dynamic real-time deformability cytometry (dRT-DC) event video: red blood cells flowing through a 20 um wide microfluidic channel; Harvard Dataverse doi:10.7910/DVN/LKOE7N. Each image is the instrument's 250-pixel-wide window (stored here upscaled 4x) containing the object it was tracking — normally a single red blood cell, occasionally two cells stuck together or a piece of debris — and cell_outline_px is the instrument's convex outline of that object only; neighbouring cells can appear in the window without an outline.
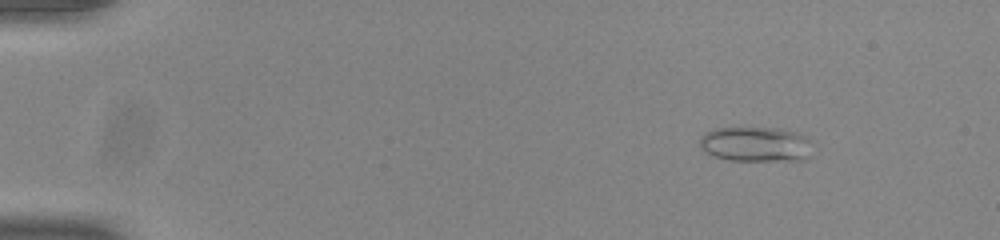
{"species": "common noctule bat (a hibernating species)", "species_latin": "Nyctalus noctula", "temperature_condition": "room temperature", "stored_images_in_passage": 50, "camera_frame_rate_fps": 3000, "um_per_image_px": 0.085, "animal": {"sex": "male", "body_mass_g": 20.0, "forearm_length_mm": 53.3}, "frame": {"image": 1, "passage_image": 3, "time_ms": 0.667, "image_size_px": [1000, 240], "cell_outline_px": [[808, 140], [804, 160], [724, 160], [712, 156], [704, 152], [700, 148], [700, 140], [704, 132], [716, 128], [776, 128], [796, 132], [804, 136]], "centroid_in_image_um": [64.09, 12.26], "position_along_channel_um": 20.9, "area_um2": 22.54}}
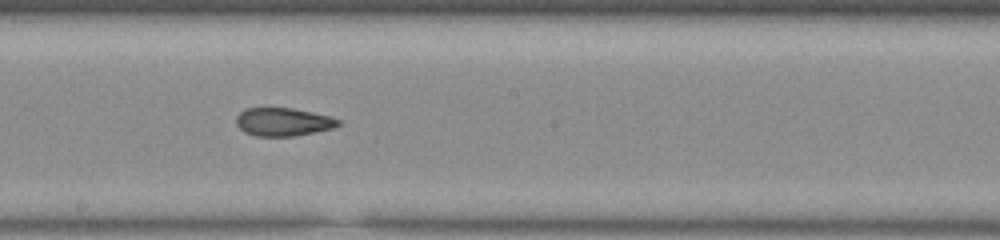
{"frame": {"image": 2, "passage_image": 27, "time_ms": 8.667, "image_size_px": [1000, 240], "cell_outline_px": [[340, 124], [332, 128], [292, 136], [256, 136], [244, 132], [236, 124], [236, 116], [244, 108], [292, 108], [332, 116], [340, 120]], "centroid_in_image_um": [24.04, 10.35], "position_along_channel_um": 224.2, "area_um2": 16.7}}
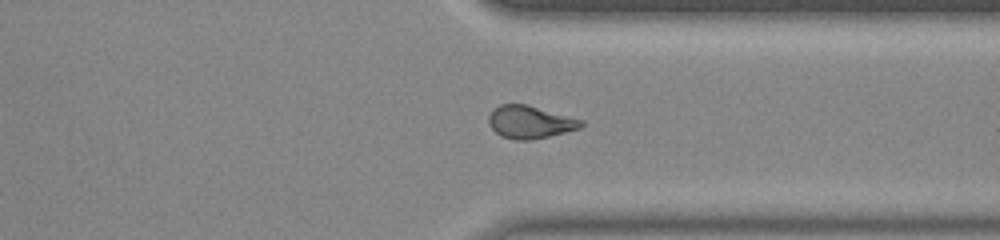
{"frame": {"image": 3, "passage_image": 38, "time_ms": 12.333, "image_size_px": [1000, 240], "cell_outline_px": [[584, 124], [580, 128], [548, 136], [528, 140], [516, 140], [500, 136], [488, 124], [488, 116], [492, 108], [500, 104], [528, 104], [584, 120]], "centroid_in_image_um": [45.02, 10.36], "position_along_channel_um": 366.4, "area_um2": 17.74}, "authors_computed_cell_mechanics": {"area_um2": 17.8024, "velocity_mm_per_s": 3.8746, "shape_relaxation_time_tau1_ms": null, "shape_relaxation_time_tau2_ms": 1.7225, "deformation_change_tau1": null, "deformation_change_tau2": 0.0884}}